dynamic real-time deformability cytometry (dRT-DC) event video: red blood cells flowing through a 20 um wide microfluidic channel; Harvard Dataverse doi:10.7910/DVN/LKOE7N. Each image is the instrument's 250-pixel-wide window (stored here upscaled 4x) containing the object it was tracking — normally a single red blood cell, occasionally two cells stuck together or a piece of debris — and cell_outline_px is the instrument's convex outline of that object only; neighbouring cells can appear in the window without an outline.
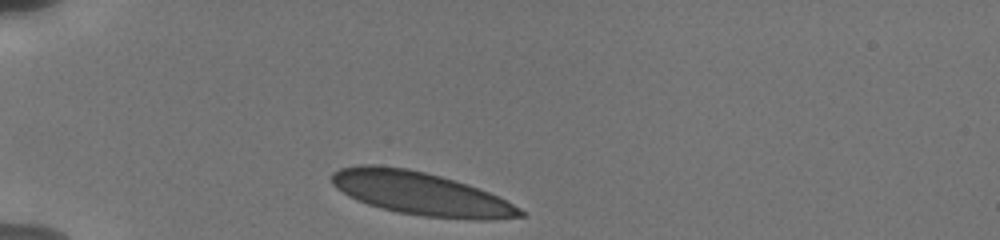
{"species": "human", "species_latin": "Homo sapiens", "temperature_condition": "cold", "stored_images_in_passage": 22, "camera_frame_rate_fps": 3000, "um_per_image_px": 0.085, "donor": {"sex": "male"}, "frame": {"image": 1, "passage_image": 1, "time_ms": 0.0, "image_size_px": [1000, 240], "cell_outline_px": [[524, 216], [492, 220], [476, 220], [424, 216], [400, 212], [380, 208], [368, 204], [348, 196], [336, 188], [332, 184], [332, 172], [340, 168], [360, 164], [376, 164], [408, 168], [440, 176], [468, 184], [488, 192], [520, 208], [524, 212]], "centroid_in_image_um": [35.73, 16.44], "position_along_channel_um": 49.3, "area_um2": 47.16}}
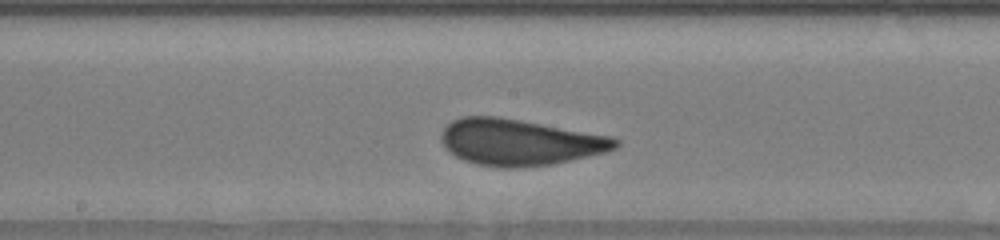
{"frame": {"image": 2, "passage_image": 9, "time_ms": 5.0, "image_size_px": [1000, 240], "cell_outline_px": [[620, 144], [616, 148], [604, 152], [552, 164], [520, 168], [504, 168], [476, 164], [464, 160], [448, 152], [440, 140], [440, 136], [444, 128], [452, 120], [460, 116], [500, 116], [612, 136], [620, 140]], "centroid_in_image_um": [44.14, 12.08], "position_along_channel_um": 204.1, "area_um2": 47.22}}
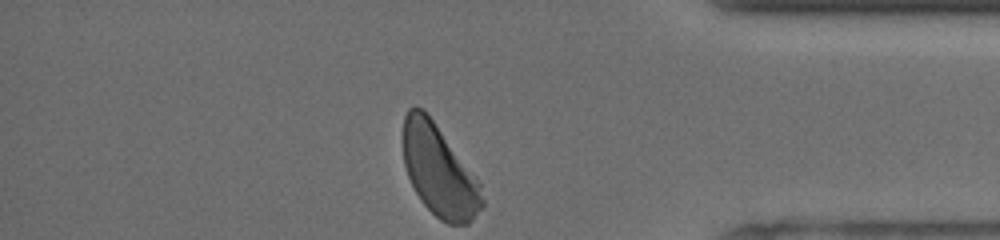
{"frame": {"image": 3, "passage_image": 22, "time_ms": 10.667, "image_size_px": [1000, 240], "cell_outline_px": [[484, 204], [472, 220], [468, 224], [448, 224], [440, 220], [420, 200], [408, 176], [404, 164], [400, 140], [404, 116], [408, 108], [424, 108], [476, 176], [480, 184], [484, 200]], "centroid_in_image_um": [37.29, 14.49], "position_along_channel_um": 397.9, "area_um2": 42.43}, "authors_computed_cell_mechanics": {"area_um2": 45.3152, "velocity_mm_per_s": 3.7291, "shape_relaxation_time_tau1_ms": 3.2549, "shape_relaxation_time_tau2_ms": null, "deformation_change_tau1": 0.0927, "deformation_change_tau2": null}}